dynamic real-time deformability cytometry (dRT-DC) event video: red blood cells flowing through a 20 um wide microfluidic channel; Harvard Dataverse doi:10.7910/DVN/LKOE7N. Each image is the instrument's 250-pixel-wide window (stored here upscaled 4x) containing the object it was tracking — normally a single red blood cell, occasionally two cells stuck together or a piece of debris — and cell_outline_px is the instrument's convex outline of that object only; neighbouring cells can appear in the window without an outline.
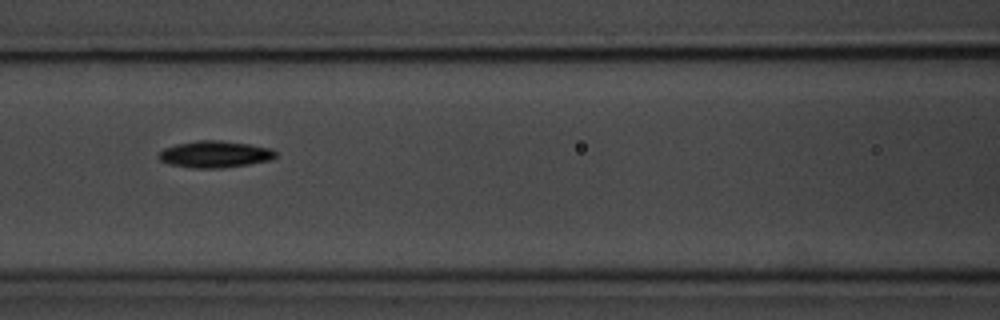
{"species": "common noctule bat (a hibernating species)", "species_latin": "Nyctalus noctula", "temperature_condition": "room temperature", "stored_images_in_passage": 5, "camera_frame_rate_fps": 3000, "um_per_image_px": 0.085, "animal": {"sex": "male", "body_mass_g": 20.1, "forearm_length_mm": 53.5}, "frame": {"image": 1, "passage_image": 3, "time_ms": 2.333, "image_size_px": [1000, 320], "cell_outline_px": [[276, 156], [272, 160], [224, 168], [192, 168], [168, 164], [160, 160], [156, 156], [164, 148], [176, 144], [196, 140], [220, 140], [248, 144], [272, 148], [276, 152]], "centroid_in_image_um": [18.25, 13.11], "position_along_channel_um": 148.3, "area_um2": 18.38}}
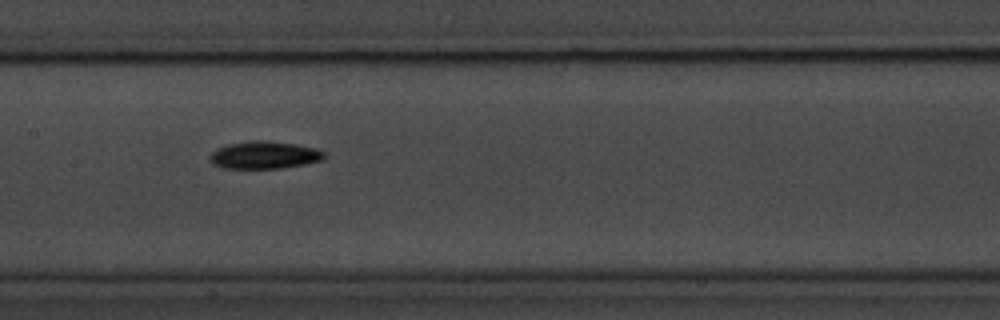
{"frame": {"image": 2, "passage_image": 4, "time_ms": 3.333, "image_size_px": [1000, 320], "cell_outline_px": [[324, 156], [320, 160], [304, 164], [280, 168], [220, 168], [212, 164], [208, 160], [208, 156], [216, 148], [228, 144], [252, 140], [268, 140], [296, 144], [316, 148], [324, 152]], "centroid_in_image_um": [22.39, 13.17], "position_along_channel_um": 185.0, "area_um2": 18.44}}
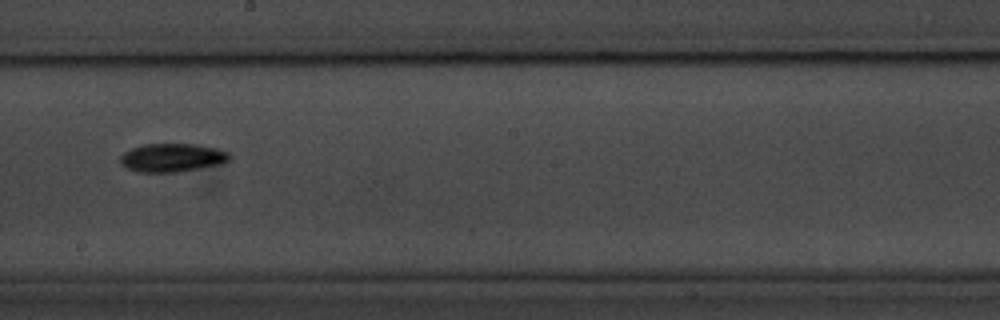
{"frame": {"image": 3, "passage_image": 5, "time_ms": 4.667, "image_size_px": [1000, 320], "cell_outline_px": [[232, 156], [224, 164], [180, 172], [136, 172], [124, 168], [120, 164], [120, 156], [124, 152], [132, 148], [144, 144], [196, 144], [216, 148], [228, 152]], "centroid_in_image_um": [14.63, 13.41], "position_along_channel_um": 233.6, "area_um2": 18.44}}